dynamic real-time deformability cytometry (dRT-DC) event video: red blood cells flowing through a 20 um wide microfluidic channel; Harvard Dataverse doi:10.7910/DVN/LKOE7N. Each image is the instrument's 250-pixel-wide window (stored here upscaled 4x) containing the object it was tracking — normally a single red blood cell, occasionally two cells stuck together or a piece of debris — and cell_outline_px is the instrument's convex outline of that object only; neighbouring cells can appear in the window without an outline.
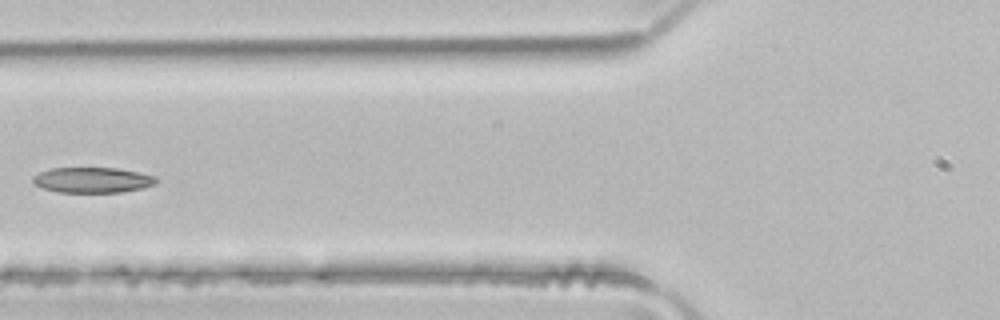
{"species": "common noctule bat (a hibernating species)", "species_latin": "Nyctalus noctula", "temperature_condition": "room temperature", "stored_images_in_passage": 5, "camera_frame_rate_fps": 3000, "um_per_image_px": 0.085, "animal": {"sex": "male", "body_mass_g": 21.5, "forearm_length_mm": 52.0}, "frame": {"image": 1, "passage_image": 5, "time_ms": 1.333, "image_size_px": [1000, 320], "cell_outline_px": [[160, 180], [156, 184], [140, 188], [120, 192], [56, 192], [40, 188], [32, 184], [32, 176], [48, 168], [116, 168], [156, 176]], "centroid_in_image_um": [7.8, 15.3], "position_along_channel_um": 118.0, "area_um2": 18.44}}